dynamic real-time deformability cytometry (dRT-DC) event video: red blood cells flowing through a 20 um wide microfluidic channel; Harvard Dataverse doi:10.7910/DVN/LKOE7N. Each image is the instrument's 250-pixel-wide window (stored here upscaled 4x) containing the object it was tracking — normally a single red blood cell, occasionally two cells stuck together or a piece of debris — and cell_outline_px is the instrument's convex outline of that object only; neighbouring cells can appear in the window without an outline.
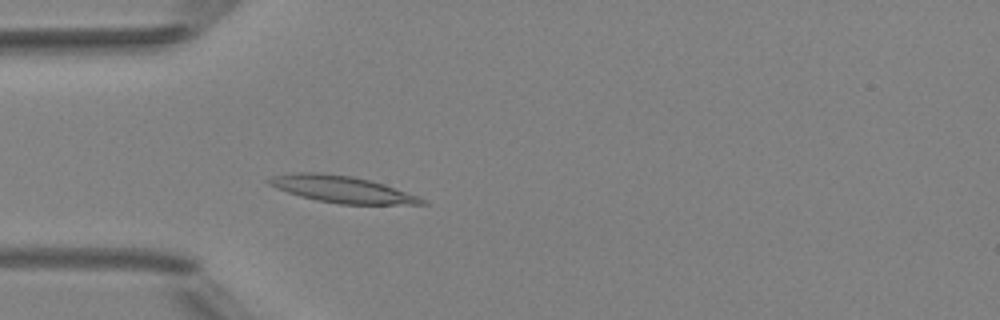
{"species": "Egyptian fruit bat (a non-hibernating species)", "species_latin": "Rousettus aegyptiacus", "temperature_condition": "room temperature", "stored_images_in_passage": 3, "camera_frame_rate_fps": 3000, "um_per_image_px": 0.085, "animal": {"sex": "female"}, "frame": {"image": 1, "passage_image": 3, "time_ms": 2.333, "image_size_px": [1000, 320], "cell_outline_px": [[428, 204], [340, 204], [316, 200], [300, 196], [276, 188], [268, 184], [264, 180], [272, 176], [300, 172], [312, 172], [352, 176], [384, 184], [416, 196], [424, 200]], "centroid_in_image_um": [28.99, 16.08], "position_along_channel_um": 56.0, "area_um2": 23.41}}